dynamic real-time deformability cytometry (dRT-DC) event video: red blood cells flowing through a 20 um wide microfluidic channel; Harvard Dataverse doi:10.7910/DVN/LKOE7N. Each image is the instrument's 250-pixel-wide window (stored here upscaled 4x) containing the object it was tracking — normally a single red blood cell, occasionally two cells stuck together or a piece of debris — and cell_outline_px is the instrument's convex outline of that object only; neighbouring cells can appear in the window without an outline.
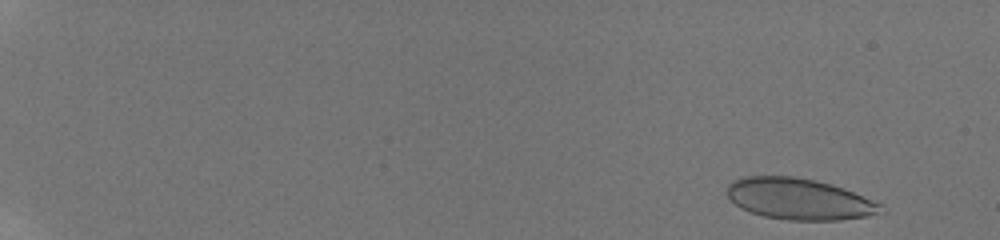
{"species": "human", "species_latin": "Homo sapiens", "temperature_condition": "room temperature", "stored_images_in_passage": 53, "camera_frame_rate_fps": 3000, "um_per_image_px": 0.085, "donor": {"sex": "male"}, "frame": {"image": 1, "passage_image": 3, "time_ms": 0.667, "image_size_px": [1000, 240], "cell_outline_px": [[888, 212], [868, 216], [840, 220], [788, 220], [764, 216], [740, 208], [724, 192], [728, 184], [732, 180], [744, 176], [792, 176], [832, 184], [852, 192], [880, 204]], "centroid_in_image_um": [67.9, 16.92], "position_along_channel_um": 17.1, "area_um2": 36.93}}
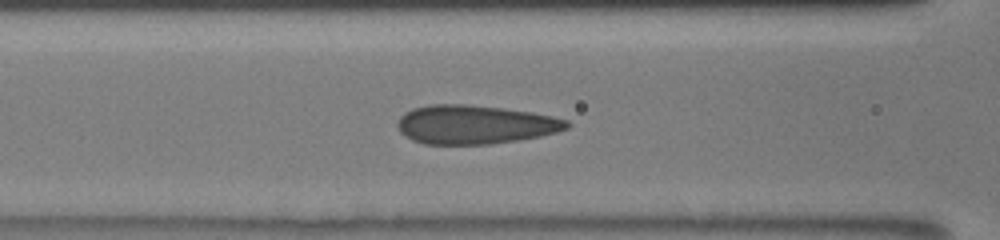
{"frame": {"image": 2, "passage_image": 27, "time_ms": 8.333, "image_size_px": [1000, 240], "cell_outline_px": [[572, 124], [568, 128], [556, 132], [540, 136], [516, 140], [488, 144], [424, 144], [412, 140], [404, 136], [400, 132], [396, 124], [400, 116], [404, 112], [412, 108], [428, 104], [468, 104], [504, 108], [532, 112], [552, 116], [568, 120]], "centroid_in_image_um": [40.34, 10.57], "position_along_channel_um": 126.3, "area_um2": 38.61}}
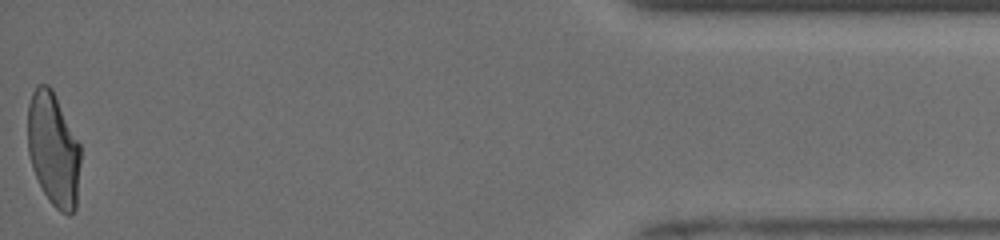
{"frame": {"image": 3, "passage_image": 53, "time_ms": 17.667, "image_size_px": [1000, 240], "cell_outline_px": [[80, 164], [76, 208], [68, 216], [60, 212], [48, 200], [32, 168], [28, 152], [28, 104], [32, 92], [36, 84], [48, 84], [52, 88], [80, 144]], "centroid_in_image_um": [4.54, 12.69], "position_along_channel_um": 430.7, "area_um2": 35.14}}